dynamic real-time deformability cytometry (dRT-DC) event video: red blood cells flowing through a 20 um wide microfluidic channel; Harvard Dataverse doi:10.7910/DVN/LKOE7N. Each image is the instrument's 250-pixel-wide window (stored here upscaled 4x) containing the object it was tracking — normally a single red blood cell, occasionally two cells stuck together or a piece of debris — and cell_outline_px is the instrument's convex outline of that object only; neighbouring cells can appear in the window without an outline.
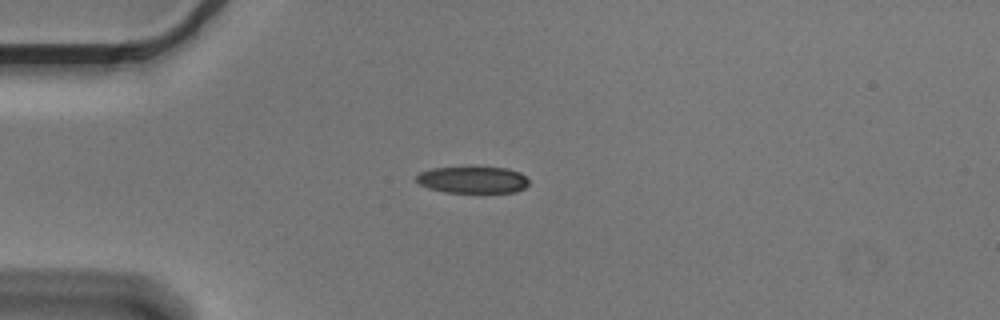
{"species": "Egyptian fruit bat (a non-hibernating species)", "species_latin": "Rousettus aegyptiacus", "temperature_condition": "cold", "stored_images_in_passage": 9, "camera_frame_rate_fps": 3000, "um_per_image_px": 0.085, "animal": {"sex": "male"}, "frame": {"image": 1, "passage_image": 3, "time_ms": 0.667, "image_size_px": [1000, 320], "cell_outline_px": [[528, 184], [524, 188], [516, 192], [444, 192], [428, 188], [420, 184], [416, 180], [416, 176], [420, 172], [432, 168], [508, 168], [520, 172], [528, 180]], "centroid_in_image_um": [40.18, 15.29], "position_along_channel_um": 44.8, "area_um2": 17.28}}
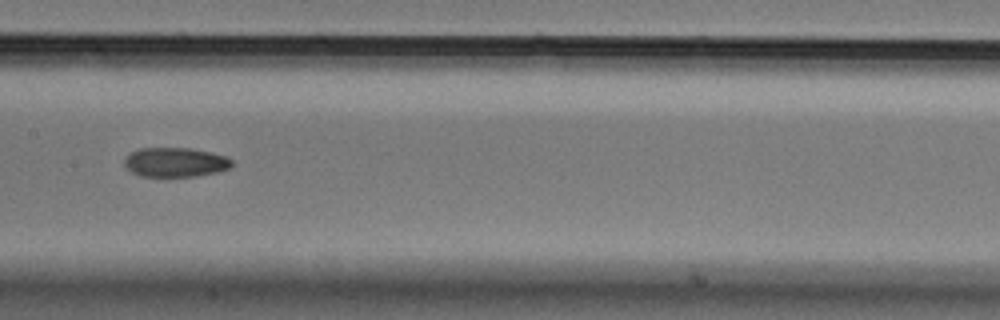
{"frame": {"image": 2, "passage_image": 7, "time_ms": 2.0, "image_size_px": [1000, 320], "cell_outline_px": [[232, 164], [228, 168], [216, 172], [196, 176], [140, 176], [132, 172], [124, 164], [124, 156], [140, 148], [192, 148], [212, 152], [224, 156], [232, 160]], "centroid_in_image_um": [14.88, 13.78], "position_along_channel_um": 192.5, "area_um2": 18.32}}
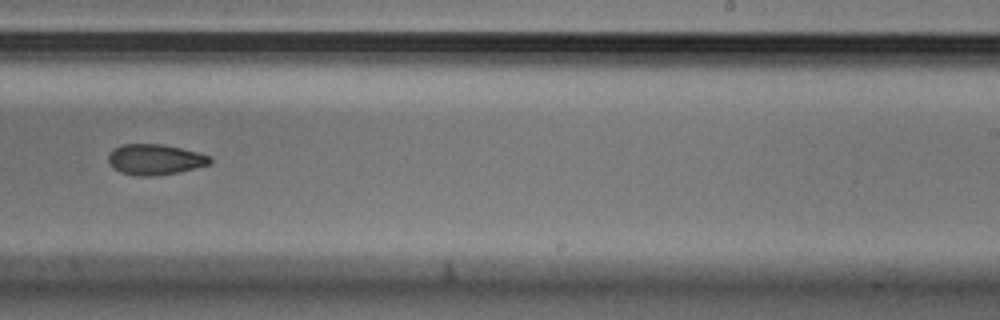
{"frame": {"image": 3, "passage_image": 9, "time_ms": 2.667, "image_size_px": [1000, 320], "cell_outline_px": [[212, 164], [180, 172], [152, 176], [136, 176], [120, 172], [112, 168], [108, 160], [108, 156], [120, 144], [164, 144], [212, 156]], "centroid_in_image_um": [13.2, 13.56], "position_along_channel_um": 275.8, "area_um2": 18.26}}